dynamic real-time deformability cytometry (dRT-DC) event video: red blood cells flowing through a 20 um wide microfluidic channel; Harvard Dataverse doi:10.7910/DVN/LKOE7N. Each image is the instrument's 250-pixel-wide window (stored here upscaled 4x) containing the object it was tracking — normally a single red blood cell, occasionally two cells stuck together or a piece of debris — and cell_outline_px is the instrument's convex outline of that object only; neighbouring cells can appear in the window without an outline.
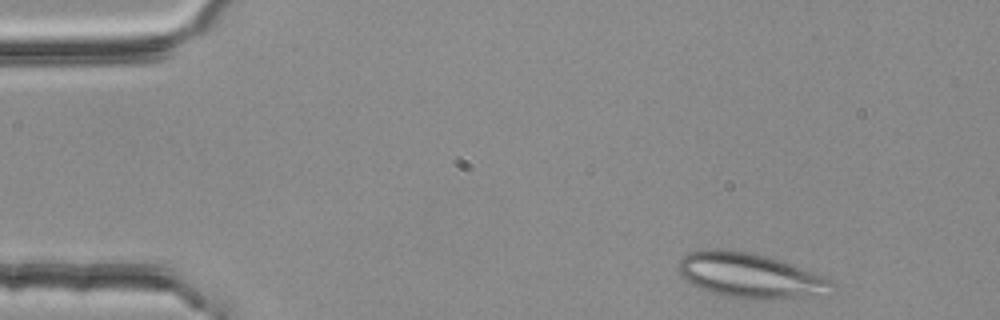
{"species": "common noctule bat (a hibernating species)", "species_latin": "Nyctalus noctula", "temperature_condition": "room temperature", "stored_images_in_passage": 11, "camera_frame_rate_fps": 3000, "um_per_image_px": 0.085, "animal": {"sex": "female", "body_mass_g": 25.1}, "frame": {"image": 1, "passage_image": 2, "time_ms": 0.333, "image_size_px": [1000, 320], "cell_outline_px": [[836, 292], [828, 296], [804, 300], [752, 300], [720, 296], [700, 288], [684, 280], [680, 276], [676, 268], [680, 256], [688, 252], [704, 248], [724, 248], [752, 252], [784, 260], [824, 276], [832, 280], [836, 284]], "centroid_in_image_um": [63.87, 23.46], "position_along_channel_um": 21.1, "area_um2": 42.77}}